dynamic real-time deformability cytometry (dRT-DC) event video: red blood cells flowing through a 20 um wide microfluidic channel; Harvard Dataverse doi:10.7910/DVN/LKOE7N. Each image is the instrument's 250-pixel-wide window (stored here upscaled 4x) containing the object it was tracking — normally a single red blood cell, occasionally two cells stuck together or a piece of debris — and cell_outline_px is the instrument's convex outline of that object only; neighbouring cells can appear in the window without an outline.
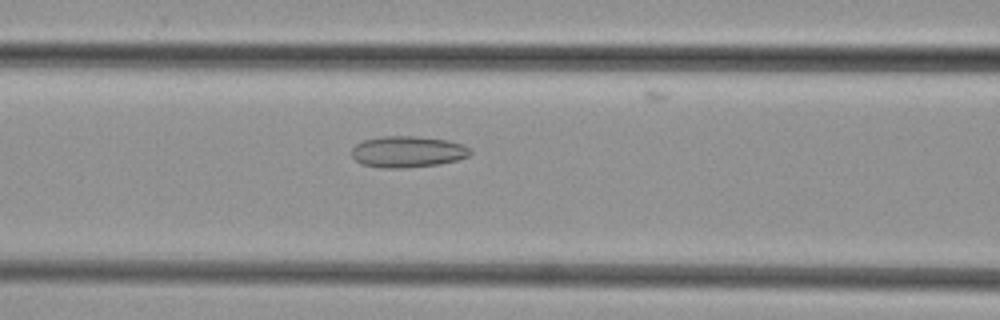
{"species": "common noctule bat (a hibernating species)", "species_latin": "Nyctalus noctula", "temperature_condition": "cold", "stored_images_in_passage": 33, "camera_frame_rate_fps": 3000, "um_per_image_px": 0.085, "animal": {"sex": "female", "body_mass_g": 29.2, "forearm_length_mm": 56.3}, "frame": {"image": 1, "passage_image": 6, "time_ms": 1.667, "image_size_px": [1000, 320], "cell_outline_px": [[472, 152], [468, 156], [456, 160], [440, 164], [404, 168], [380, 168], [360, 164], [352, 156], [352, 148], [356, 144], [364, 140], [384, 136], [416, 136], [448, 140], [464, 144]], "centroid_in_image_um": [34.64, 12.9], "position_along_channel_um": 132.0, "area_um2": 21.73}}
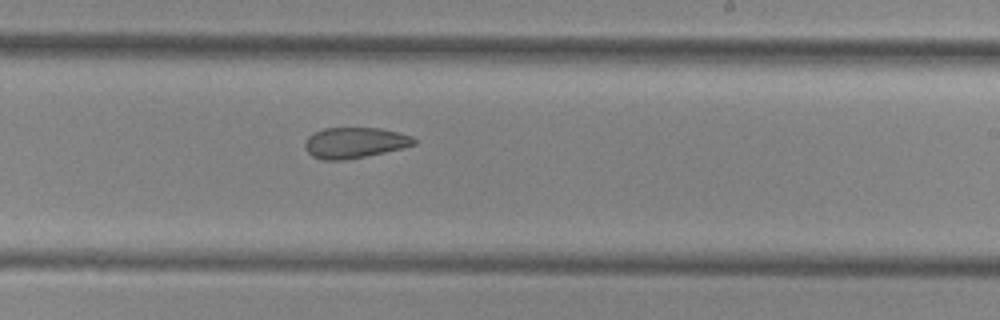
{"frame": {"image": 2, "passage_image": 15, "time_ms": 4.667, "image_size_px": [1000, 320], "cell_outline_px": [[416, 144], [404, 148], [344, 160], [324, 160], [312, 156], [304, 148], [304, 144], [308, 136], [324, 128], [380, 128], [412, 136], [416, 140]], "centroid_in_image_um": [30.14, 12.13], "position_along_channel_um": 258.9, "area_um2": 19.42}}
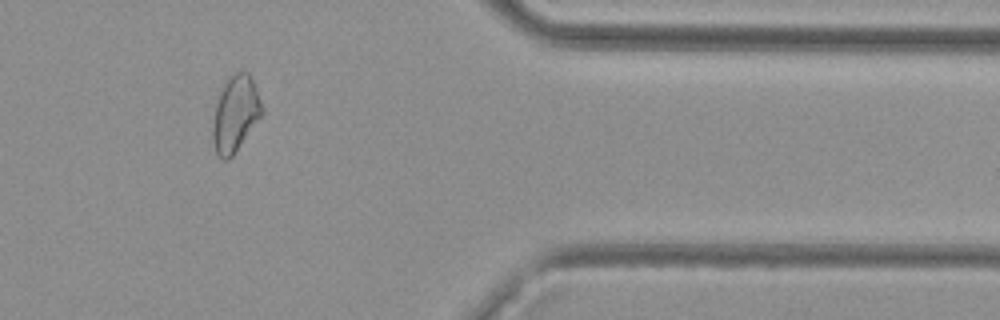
{"frame": {"image": 3, "passage_image": 26, "time_ms": 8.333, "image_size_px": [1000, 320], "cell_outline_px": [[264, 112], [232, 156], [228, 160], [224, 160], [216, 152], [212, 140], [212, 124], [216, 104], [220, 92], [224, 84], [236, 72], [248, 72], [256, 88], [264, 108]], "centroid_in_image_um": [20.01, 9.69], "position_along_channel_um": 391.4, "area_um2": 21.44}}